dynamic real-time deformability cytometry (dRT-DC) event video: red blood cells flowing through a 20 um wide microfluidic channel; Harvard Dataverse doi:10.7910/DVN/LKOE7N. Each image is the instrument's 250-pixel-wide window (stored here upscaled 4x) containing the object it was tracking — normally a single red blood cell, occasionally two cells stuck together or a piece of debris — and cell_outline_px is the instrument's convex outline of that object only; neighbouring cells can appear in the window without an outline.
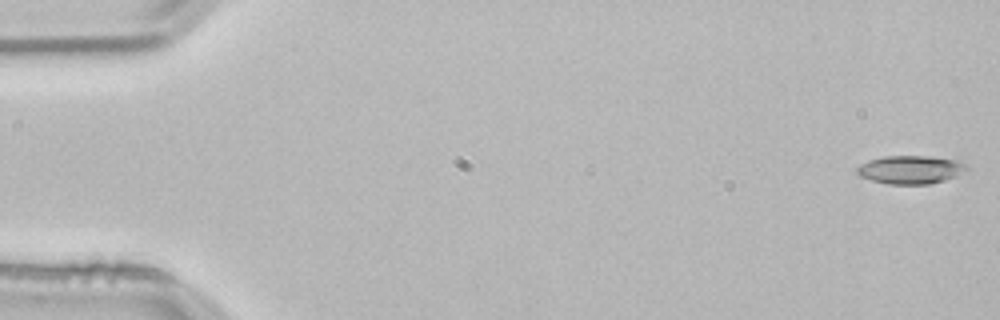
{"species": "common noctule bat (a hibernating species)", "species_latin": "Nyctalus noctula", "temperature_condition": "room temperature", "stored_images_in_passage": 53, "camera_frame_rate_fps": 3000, "um_per_image_px": 0.085, "animal": {"sex": "male", "body_mass_g": 21.5, "forearm_length_mm": 52.0}, "frame": {"image": 1, "passage_image": 1, "time_ms": 0.0, "image_size_px": [1000, 320], "cell_outline_px": [[968, 172], [944, 180], [928, 184], [888, 184], [872, 180], [860, 176], [856, 172], [856, 168], [860, 164], [868, 160], [884, 156], [928, 156], [960, 160], [968, 164]], "centroid_in_image_um": [77.45, 14.41], "position_along_channel_um": 7.6, "area_um2": 18.32}}
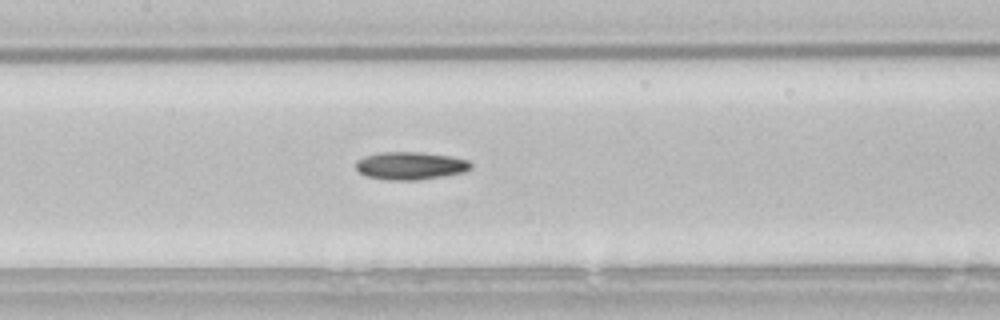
{"frame": {"image": 2, "passage_image": 25, "time_ms": 8.0, "image_size_px": [1000, 320], "cell_outline_px": [[472, 168], [464, 172], [416, 180], [388, 180], [368, 176], [360, 172], [356, 168], [356, 160], [364, 156], [380, 152], [420, 152], [452, 156], [468, 160], [472, 164]], "centroid_in_image_um": [34.89, 14.07], "position_along_channel_um": 172.5, "area_um2": 18.55}}
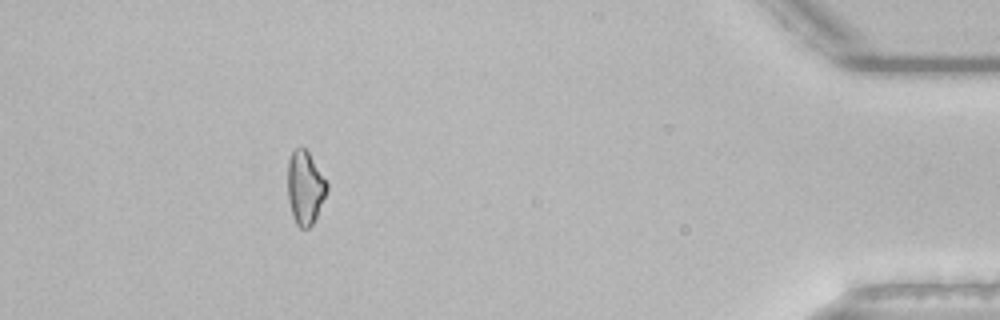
{"frame": {"image": 3, "passage_image": 48, "time_ms": 15.667, "image_size_px": [1000, 320], "cell_outline_px": [[328, 188], [316, 216], [312, 224], [308, 228], [300, 228], [296, 224], [292, 216], [288, 200], [288, 160], [292, 152], [300, 144], [308, 152], [328, 184]], "centroid_in_image_um": [25.91, 15.94], "position_along_channel_um": 409.3, "area_um2": 16.59}}